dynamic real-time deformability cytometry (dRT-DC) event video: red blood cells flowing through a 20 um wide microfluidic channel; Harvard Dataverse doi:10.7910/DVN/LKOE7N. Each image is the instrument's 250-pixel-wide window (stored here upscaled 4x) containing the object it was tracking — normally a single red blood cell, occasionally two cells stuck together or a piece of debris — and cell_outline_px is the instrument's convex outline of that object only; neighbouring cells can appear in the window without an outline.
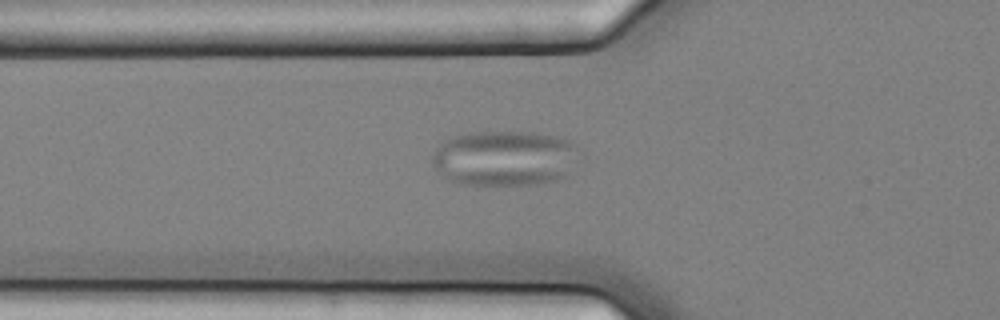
{"species": "common noctule bat (a hibernating species)", "species_latin": "Nyctalus noctula", "temperature_condition": "cold", "stored_images_in_passage": 6, "camera_frame_rate_fps": 3000, "um_per_image_px": 0.085, "animal": {"sex": "female", "body_mass_g": 25.1}, "frame": {"image": 1, "passage_image": 6, "time_ms": 1.667, "image_size_px": [1000, 320], "cell_outline_px": [[572, 144], [568, 176], [544, 184], [456, 184], [436, 172], [432, 164], [432, 156], [436, 148], [440, 144], [456, 136], [468, 132], [536, 132], [556, 136], [568, 140]], "centroid_in_image_um": [42.77, 13.46], "position_along_channel_um": 83.0, "area_um2": 46.7}}